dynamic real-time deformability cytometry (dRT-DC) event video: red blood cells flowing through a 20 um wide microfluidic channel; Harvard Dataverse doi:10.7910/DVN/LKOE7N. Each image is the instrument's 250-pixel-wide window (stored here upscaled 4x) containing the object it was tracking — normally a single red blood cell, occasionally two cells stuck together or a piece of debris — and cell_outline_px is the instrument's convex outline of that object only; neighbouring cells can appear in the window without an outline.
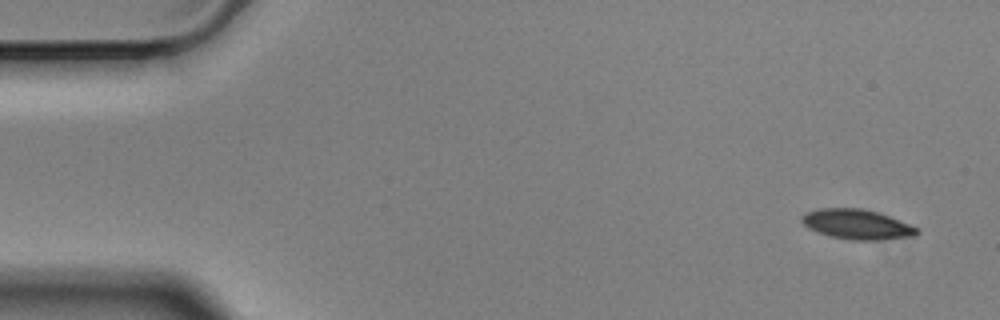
{"species": "Egyptian fruit bat (a non-hibernating species)", "species_latin": "Rousettus aegyptiacus", "temperature_condition": "cold", "stored_images_in_passage": 6, "camera_frame_rate_fps": 3000, "um_per_image_px": 0.085, "animal": {"sex": "male"}, "frame": {"image": 1, "passage_image": 1, "time_ms": 0.0, "image_size_px": [1000, 320], "cell_outline_px": [[920, 232], [916, 236], [876, 240], [852, 240], [832, 236], [808, 228], [800, 220], [800, 216], [808, 212], [820, 208], [864, 208], [888, 216], [920, 228]], "centroid_in_image_um": [72.87, 19.06], "position_along_channel_um": 12.1, "area_um2": 19.94}}
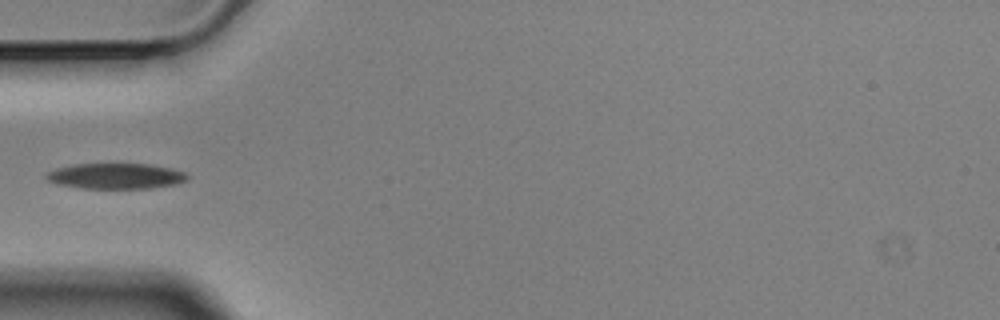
{"frame": {"image": 2, "passage_image": 5, "time_ms": 1.333, "image_size_px": [1000, 320], "cell_outline_px": [[188, 180], [176, 184], [152, 188], [80, 188], [56, 184], [48, 180], [44, 176], [48, 172], [56, 168], [72, 164], [148, 164], [172, 168], [184, 172], [188, 176]], "centroid_in_image_um": [9.83, 14.96], "position_along_channel_um": 75.2, "area_um2": 21.1}}
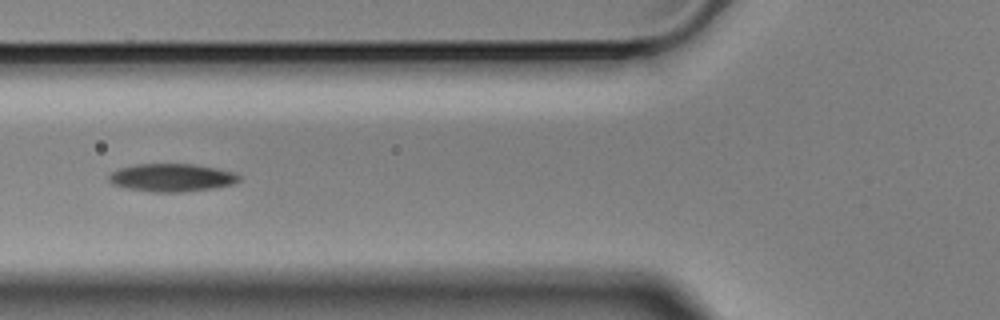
{"frame": {"image": 3, "passage_image": 6, "time_ms": 1.667, "image_size_px": [1000, 320], "cell_outline_px": [[240, 180], [236, 184], [212, 188], [184, 192], [148, 192], [128, 188], [112, 184], [108, 180], [108, 176], [112, 172], [120, 168], [136, 164], [196, 164], [236, 172], [240, 176]], "centroid_in_image_um": [14.63, 15.1], "position_along_channel_um": 111.2, "area_um2": 21.39}}